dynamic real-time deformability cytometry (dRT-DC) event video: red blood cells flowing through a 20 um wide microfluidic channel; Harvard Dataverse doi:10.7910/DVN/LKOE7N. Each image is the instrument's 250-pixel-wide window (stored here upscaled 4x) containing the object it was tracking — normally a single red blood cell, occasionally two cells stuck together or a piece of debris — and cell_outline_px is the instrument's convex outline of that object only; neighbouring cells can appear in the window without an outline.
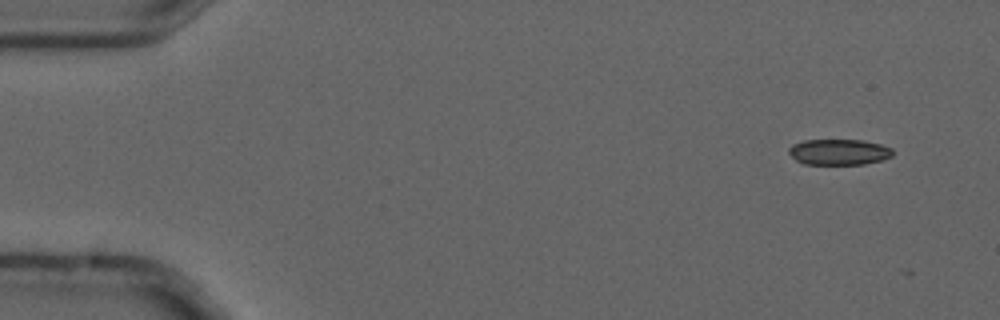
{"species": "common noctule bat (a hibernating species)", "species_latin": "Nyctalus noctula", "temperature_condition": "cold", "stored_images_in_passage": 4, "camera_frame_rate_fps": 3000, "um_per_image_px": 0.085, "animal": {"sex": "male", "forearm_length_mm": 52.5}, "frame": {"image": 1, "passage_image": 1, "time_ms": 0.0, "image_size_px": [1000, 320], "cell_outline_px": [[892, 156], [880, 160], [864, 164], [804, 164], [796, 160], [788, 152], [788, 148], [792, 144], [804, 140], [864, 140], [880, 144], [892, 148]], "centroid_in_image_um": [71.29, 12.91], "position_along_channel_um": 13.7, "area_um2": 15.61}}